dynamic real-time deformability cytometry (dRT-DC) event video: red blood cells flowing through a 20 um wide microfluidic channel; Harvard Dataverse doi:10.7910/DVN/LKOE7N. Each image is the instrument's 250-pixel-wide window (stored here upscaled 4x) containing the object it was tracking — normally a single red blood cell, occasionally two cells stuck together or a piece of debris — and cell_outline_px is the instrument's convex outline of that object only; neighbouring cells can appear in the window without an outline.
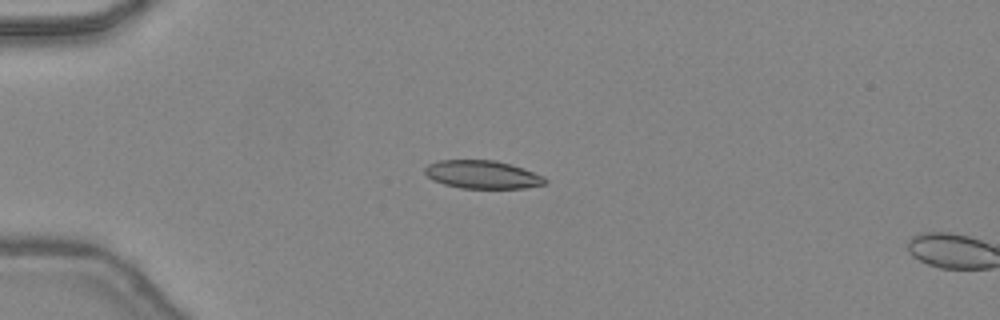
{"species": "common noctule bat (a hibernating species)", "species_latin": "Nyctalus noctula", "temperature_condition": "warm", "stored_images_in_passage": 11, "camera_frame_rate_fps": 3000, "um_per_image_px": 0.085, "animal": {"sex": "female", "body_mass_g": 24.6, "forearm_length_mm": 56.2}, "frame": {"image": 1, "passage_image": 10, "time_ms": 3.0, "image_size_px": [1000, 320], "cell_outline_px": [[548, 180], [544, 184], [524, 188], [460, 188], [444, 184], [432, 180], [424, 172], [424, 168], [428, 164], [440, 160], [496, 160], [524, 168], [544, 176]], "centroid_in_image_um": [41.01, 14.83], "position_along_channel_um": 44.0, "area_um2": 19.77}}